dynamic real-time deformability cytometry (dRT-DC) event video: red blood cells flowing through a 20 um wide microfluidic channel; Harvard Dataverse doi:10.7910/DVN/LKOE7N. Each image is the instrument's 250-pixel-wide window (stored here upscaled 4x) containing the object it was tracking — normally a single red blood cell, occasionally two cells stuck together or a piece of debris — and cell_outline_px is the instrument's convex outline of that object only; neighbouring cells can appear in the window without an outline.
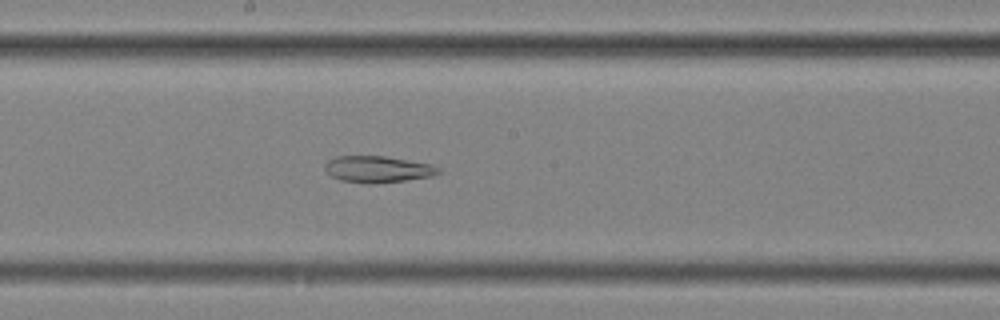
{"species": "common noctule bat (a hibernating species)", "species_latin": "Nyctalus noctula", "temperature_condition": "cold", "stored_images_in_passage": 45, "segment_of_instrument_passage": [2, 2], "camera_frame_rate_fps": 3000, "um_per_image_px": 0.085, "animal": {"sex": "female", "body_mass_g": 25.1}, "frame": {"image": 1, "passage_image": 20, "time_ms": 6.333, "image_size_px": [1000, 320], "cell_outline_px": [[440, 172], [432, 176], [404, 180], [372, 184], [368, 184], [340, 180], [332, 176], [324, 168], [324, 164], [328, 160], [336, 156], [384, 156], [432, 164], [440, 168]], "centroid_in_image_um": [32.09, 14.38], "position_along_channel_um": 216.1, "area_um2": 17.51}}